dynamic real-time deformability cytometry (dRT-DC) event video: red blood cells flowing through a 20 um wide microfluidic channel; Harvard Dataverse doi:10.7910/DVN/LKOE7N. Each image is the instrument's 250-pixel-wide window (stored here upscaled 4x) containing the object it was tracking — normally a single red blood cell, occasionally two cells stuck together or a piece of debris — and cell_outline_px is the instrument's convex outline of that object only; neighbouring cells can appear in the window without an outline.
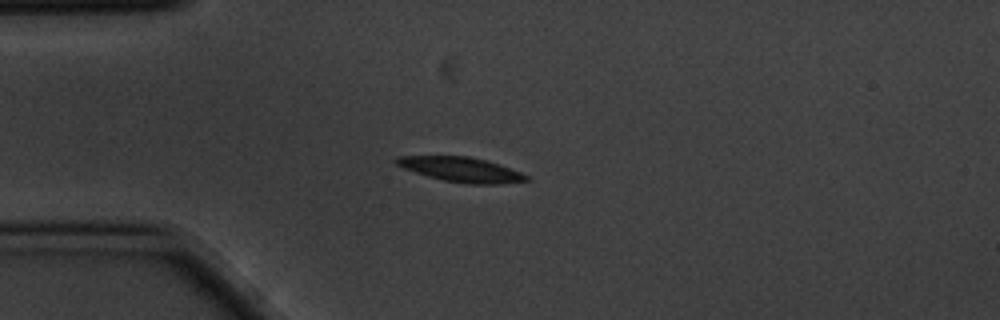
{"species": "common noctule bat (a hibernating species)", "species_latin": "Nyctalus noctula", "temperature_condition": "cold", "stored_images_in_passage": 8, "camera_frame_rate_fps": 3000, "um_per_image_px": 0.085, "animal": {"sex": "male", "body_mass_g": 20.1, "forearm_length_mm": 53.5}, "frame": {"image": 1, "passage_image": 4, "time_ms": 1.0, "image_size_px": [1000, 320], "cell_outline_px": [[532, 180], [500, 184], [468, 184], [444, 180], [428, 176], [404, 168], [396, 164], [392, 160], [396, 156], [468, 156], [484, 160], [520, 172], [528, 176]], "centroid_in_image_um": [39.18, 14.41], "position_along_channel_um": 45.8, "area_um2": 18.5}}